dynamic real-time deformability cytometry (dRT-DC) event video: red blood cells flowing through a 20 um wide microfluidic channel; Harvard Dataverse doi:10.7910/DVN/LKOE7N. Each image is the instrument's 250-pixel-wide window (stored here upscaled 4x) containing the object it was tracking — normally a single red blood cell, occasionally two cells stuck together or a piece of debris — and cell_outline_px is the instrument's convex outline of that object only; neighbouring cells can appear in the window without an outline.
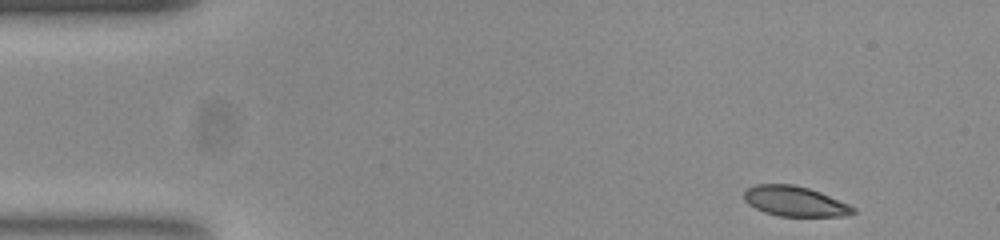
{"species": "common noctule bat (a hibernating species)", "species_latin": "Nyctalus noctula", "temperature_condition": "room temperature", "stored_images_in_passage": 48, "camera_frame_rate_fps": 3000, "um_per_image_px": 0.085, "animal": {"sex": "female", "body_mass_g": 23.0, "forearm_length_mm": 53.4}, "frame": {"image": 1, "passage_image": 1, "time_ms": 0.0, "image_size_px": [1000, 240], "cell_outline_px": [[856, 212], [840, 216], [780, 216], [764, 212], [756, 208], [744, 200], [744, 192], [748, 188], [756, 184], [796, 184], [820, 192], [848, 204], [856, 208]], "centroid_in_image_um": [67.55, 17.1], "position_along_channel_um": 17.4, "area_um2": 18.96}}
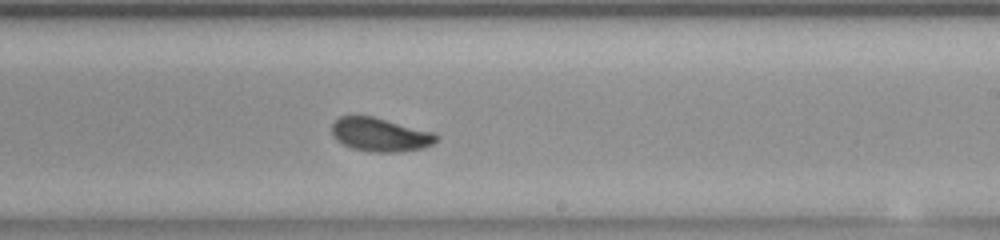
{"frame": {"image": 2, "passage_image": 27, "time_ms": 8.667, "image_size_px": [1000, 240], "cell_outline_px": [[440, 136], [432, 144], [420, 148], [400, 152], [372, 152], [352, 148], [336, 140], [332, 132], [332, 124], [340, 116], [372, 116], [436, 132]], "centroid_in_image_um": [32.34, 11.44], "position_along_channel_um": 256.7, "area_um2": 20.46}}
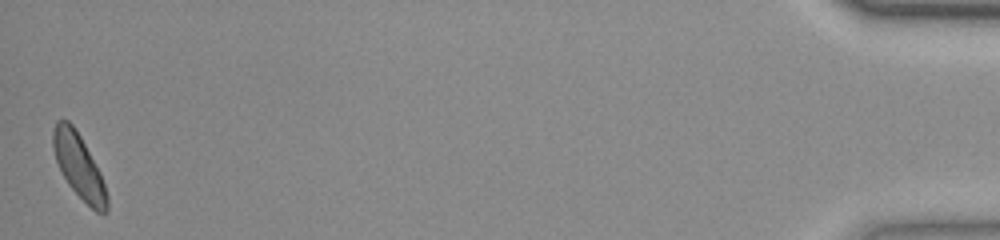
{"frame": {"image": 3, "passage_image": 48, "time_ms": 15.667, "image_size_px": [1000, 240], "cell_outline_px": [[108, 208], [104, 212], [96, 212], [68, 184], [56, 160], [52, 148], [52, 132], [56, 120], [68, 120], [72, 124], [80, 136], [100, 172], [108, 196]], "centroid_in_image_um": [6.69, 14.09], "position_along_channel_um": 428.5, "area_um2": 19.77}, "authors_computed_cell_mechanics": {"area_um2": 19.9988, "velocity_mm_per_s": 3.8611, "shape_relaxation_time_tau1_ms": 3.2891, "shape_relaxation_time_tau2_ms": 2.8132, "deformation_change_tau1": 0.1294, "deformation_change_tau2": 0.0652}}